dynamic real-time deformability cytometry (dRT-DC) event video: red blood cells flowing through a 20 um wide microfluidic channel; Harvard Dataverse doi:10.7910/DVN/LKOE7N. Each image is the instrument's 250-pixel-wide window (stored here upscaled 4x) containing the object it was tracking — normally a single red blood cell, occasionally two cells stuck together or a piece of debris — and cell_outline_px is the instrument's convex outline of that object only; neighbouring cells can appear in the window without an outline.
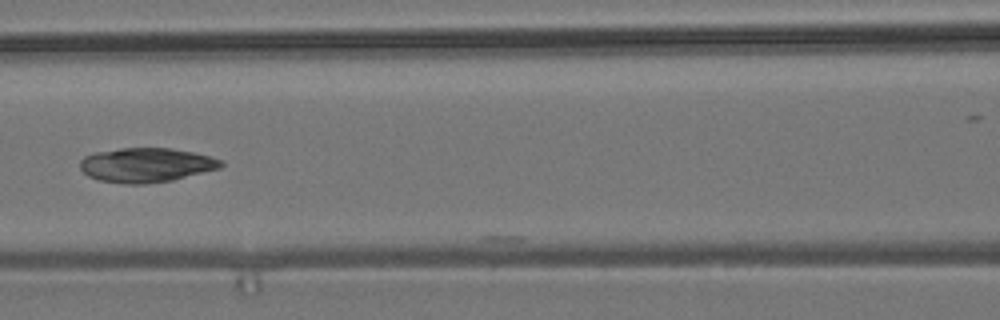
{"species": "common noctule bat (a hibernating species)", "species_latin": "Nyctalus noctula", "temperature_condition": "room temperature", "stored_images_in_passage": 8, "camera_frame_rate_fps": 3000, "um_per_image_px": 0.085, "animal": {"sex": "male", "body_mass_g": 19.2, "forearm_length_mm": 51.8}, "frame": {"image": 1, "passage_image": 8, "time_ms": 2.333, "image_size_px": [1000, 320], "cell_outline_px": [[224, 164], [220, 168], [172, 180], [144, 184], [124, 184], [100, 180], [88, 176], [80, 168], [80, 160], [84, 156], [96, 152], [120, 148], [172, 148], [192, 152], [224, 160]], "centroid_in_image_um": [12.42, 14.02], "position_along_channel_um": 154.2, "area_um2": 28.21}}